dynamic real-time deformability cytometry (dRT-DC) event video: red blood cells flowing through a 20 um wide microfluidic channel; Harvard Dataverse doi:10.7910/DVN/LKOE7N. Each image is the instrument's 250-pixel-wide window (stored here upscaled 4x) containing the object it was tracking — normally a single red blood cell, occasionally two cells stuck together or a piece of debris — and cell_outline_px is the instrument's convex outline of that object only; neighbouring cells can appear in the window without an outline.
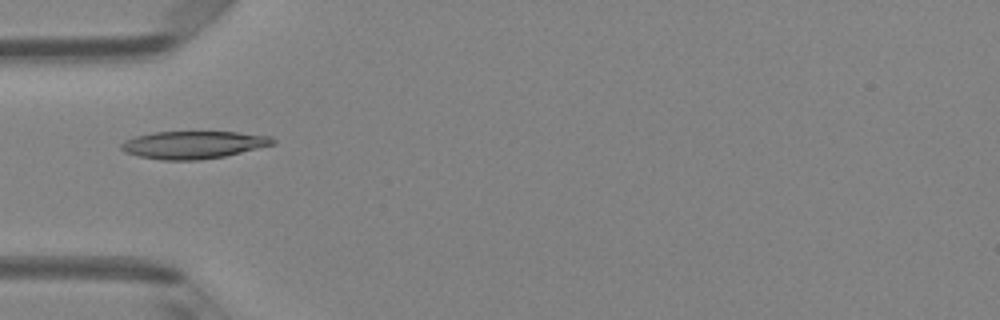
{"species": "Egyptian fruit bat (a non-hibernating species)", "species_latin": "Rousettus aegyptiacus", "temperature_condition": "room temperature", "stored_images_in_passage": 4, "camera_frame_rate_fps": 3000, "um_per_image_px": 0.085, "animal": {"sex": "female"}, "frame": {"image": 1, "passage_image": 4, "time_ms": 1.0, "image_size_px": [1000, 320], "cell_outline_px": [[276, 144], [224, 156], [200, 160], [160, 160], [140, 156], [124, 152], [120, 148], [120, 144], [124, 140], [136, 136], [152, 132], [236, 132], [272, 136], [276, 140]], "centroid_in_image_um": [16.44, 12.31], "position_along_channel_um": 68.6, "area_um2": 24.45}}